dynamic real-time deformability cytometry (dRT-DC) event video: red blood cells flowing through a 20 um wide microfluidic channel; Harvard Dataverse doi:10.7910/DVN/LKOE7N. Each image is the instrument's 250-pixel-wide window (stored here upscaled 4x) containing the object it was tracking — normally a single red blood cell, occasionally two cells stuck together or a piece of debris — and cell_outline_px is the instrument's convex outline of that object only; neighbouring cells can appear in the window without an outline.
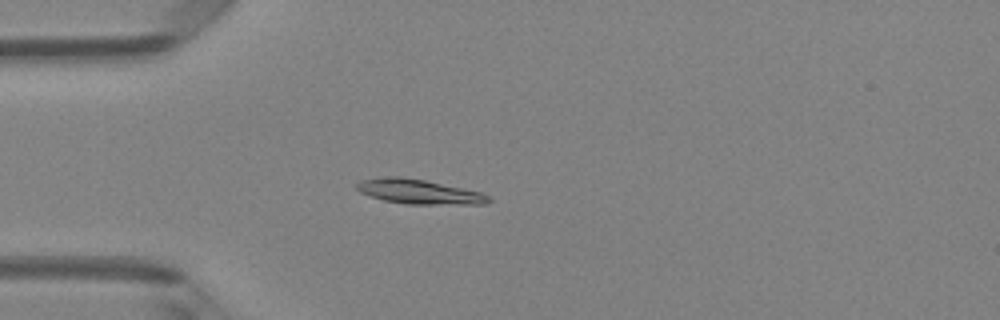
{"species": "Egyptian fruit bat (a non-hibernating species)", "species_latin": "Rousettus aegyptiacus", "temperature_condition": "room temperature", "stored_images_in_passage": 3, "camera_frame_rate_fps": 3000, "um_per_image_px": 0.085, "animal": {"sex": "female"}, "frame": {"image": 1, "passage_image": 3, "time_ms": 0.667, "image_size_px": [1000, 320], "cell_outline_px": [[492, 200], [488, 204], [404, 204], [384, 200], [360, 192], [356, 188], [356, 184], [360, 180], [388, 176], [400, 176], [424, 180], [480, 192], [488, 196]], "centroid_in_image_um": [35.6, 16.29], "position_along_channel_um": 49.4, "area_um2": 18.73}}